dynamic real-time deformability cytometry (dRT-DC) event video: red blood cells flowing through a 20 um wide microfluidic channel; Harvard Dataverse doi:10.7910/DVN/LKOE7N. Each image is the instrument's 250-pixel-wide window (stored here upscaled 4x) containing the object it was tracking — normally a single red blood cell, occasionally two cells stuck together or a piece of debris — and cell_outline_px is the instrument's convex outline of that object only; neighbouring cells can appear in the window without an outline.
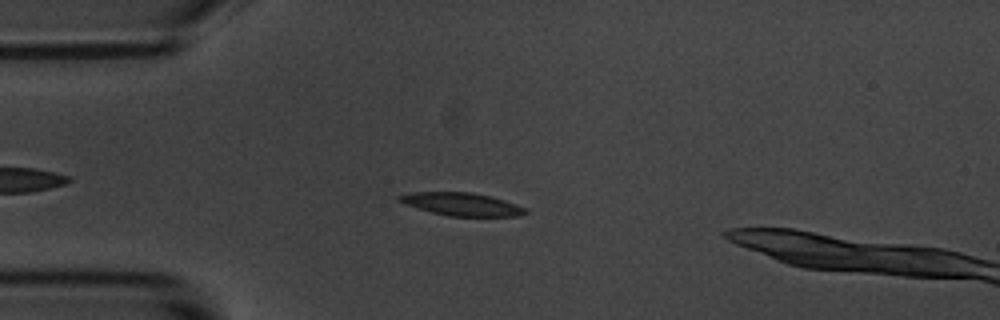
{"species": "common noctule bat (a hibernating species)", "species_latin": "Nyctalus noctula", "temperature_condition": "room temperature", "stored_images_in_passage": 44, "camera_frame_rate_fps": 3000, "um_per_image_px": 0.085, "animal": {"sex": "male", "body_mass_g": 20.1, "forearm_length_mm": 53.5}, "frame": {"image": 1, "passage_image": 7, "time_ms": 2.0, "image_size_px": [1000, 320], "cell_outline_px": [[528, 212], [520, 216], [448, 216], [432, 212], [396, 200], [396, 196], [412, 192], [472, 192], [504, 200], [528, 208]], "centroid_in_image_um": [39.28, 17.35], "position_along_channel_um": 45.7, "area_um2": 16.7}}
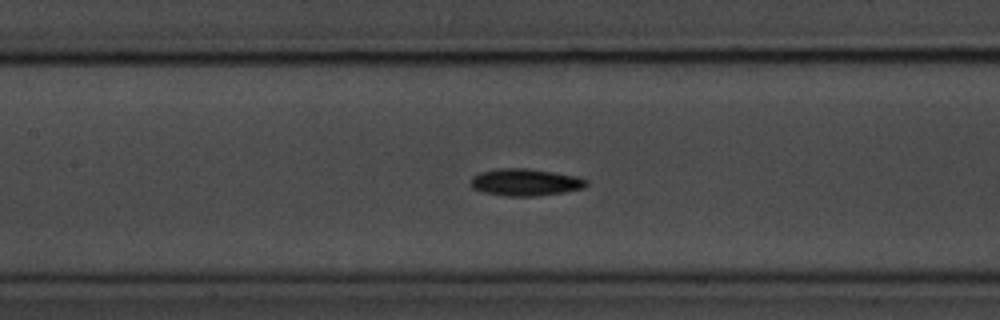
{"frame": {"image": 2, "passage_image": 18, "time_ms": 5.667, "image_size_px": [1000, 320], "cell_outline_px": [[588, 184], [584, 188], [564, 192], [536, 196], [504, 196], [484, 192], [472, 188], [472, 176], [480, 172], [500, 168], [528, 168], [580, 176], [588, 180]], "centroid_in_image_um": [44.7, 15.48], "position_along_channel_um": 162.7, "area_um2": 18.38}}
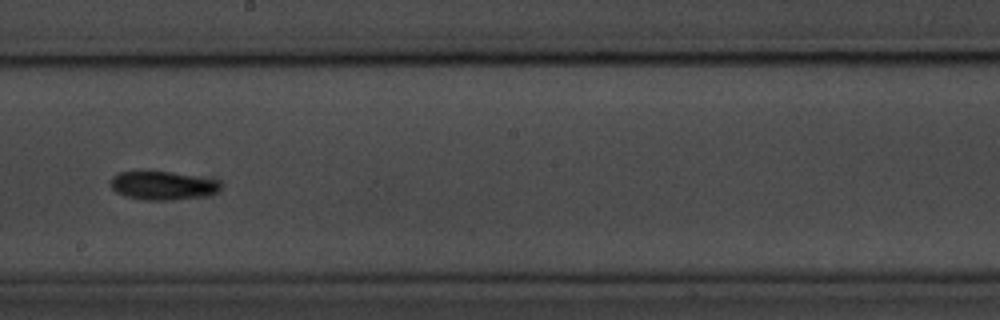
{"frame": {"image": 3, "passage_image": 24, "time_ms": 7.667, "image_size_px": [1000, 320], "cell_outline_px": [[220, 188], [216, 192], [208, 196], [172, 200], [144, 200], [124, 196], [116, 192], [108, 184], [112, 176], [120, 172], [172, 172], [220, 180]], "centroid_in_image_um": [13.83, 15.78], "position_along_channel_um": 234.4, "area_um2": 18.44}, "authors_computed_cell_mechanics": {"area_um2": 17.2822, "velocity_mm_per_s": 3.6045, "shape_relaxation_time_tau1_ms": 2.8227, "shape_relaxation_time_tau2_ms": null, "deformation_change_tau1": 0.095, "deformation_change_tau2": null}}